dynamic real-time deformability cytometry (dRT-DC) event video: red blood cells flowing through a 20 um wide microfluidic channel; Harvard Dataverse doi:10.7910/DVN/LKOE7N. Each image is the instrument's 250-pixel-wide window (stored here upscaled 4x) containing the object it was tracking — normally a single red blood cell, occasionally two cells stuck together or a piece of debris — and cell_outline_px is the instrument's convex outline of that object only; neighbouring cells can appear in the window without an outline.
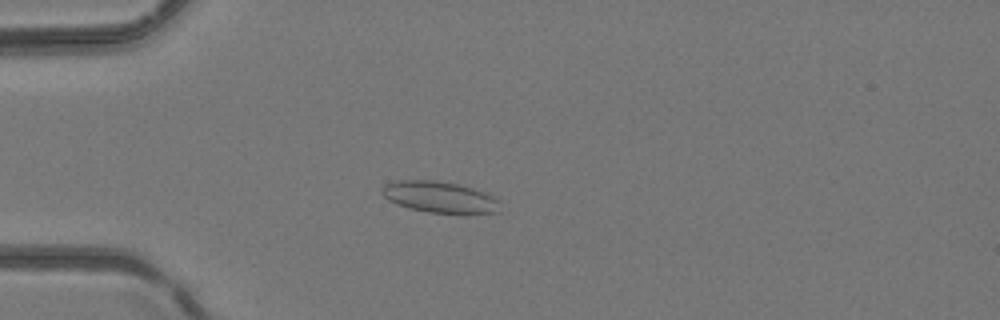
{"species": "common noctule bat (a hibernating species)", "species_latin": "Nyctalus noctula", "temperature_condition": "room temperature", "stored_images_in_passage": 3, "camera_frame_rate_fps": 3000, "um_per_image_px": 0.085, "animal": {"sex": "female", "body_mass_g": 24.6, "forearm_length_mm": 56.2}, "frame": {"image": 1, "passage_image": 3, "time_ms": 0.667, "image_size_px": [1000, 320], "cell_outline_px": [[500, 212], [428, 212], [408, 208], [396, 204], [388, 200], [380, 192], [380, 188], [388, 184], [400, 180], [436, 180], [460, 184], [488, 192], [500, 200]], "centroid_in_image_um": [37.39, 16.73], "position_along_channel_um": 47.6, "area_um2": 21.56}}